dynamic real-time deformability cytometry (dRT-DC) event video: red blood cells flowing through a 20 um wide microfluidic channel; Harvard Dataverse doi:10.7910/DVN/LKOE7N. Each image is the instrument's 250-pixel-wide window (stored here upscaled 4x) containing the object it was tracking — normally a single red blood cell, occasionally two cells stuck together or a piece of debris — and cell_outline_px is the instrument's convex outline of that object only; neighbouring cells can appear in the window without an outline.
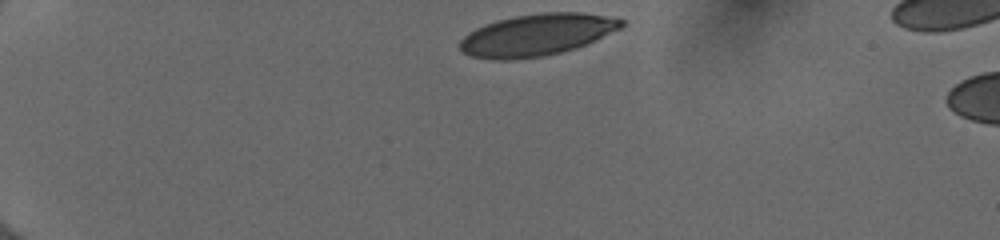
{"species": "human", "species_latin": "Homo sapiens", "temperature_condition": "cold", "stored_images_in_passage": 5, "camera_frame_rate_fps": 3000, "um_per_image_px": 0.085, "donor": {"sex": "female"}, "frame": {"image": 1, "passage_image": 1, "time_ms": 0.0, "image_size_px": [1000, 240], "cell_outline_px": [[624, 24], [620, 28], [588, 44], [576, 48], [544, 56], [512, 60], [492, 60], [472, 56], [464, 52], [460, 48], [460, 40], [468, 32], [484, 24], [496, 20], [516, 16], [544, 12], [580, 12], [604, 16], [624, 20]], "centroid_in_image_um": [45.61, 2.97], "position_along_channel_um": 39.4, "area_um2": 39.3}}